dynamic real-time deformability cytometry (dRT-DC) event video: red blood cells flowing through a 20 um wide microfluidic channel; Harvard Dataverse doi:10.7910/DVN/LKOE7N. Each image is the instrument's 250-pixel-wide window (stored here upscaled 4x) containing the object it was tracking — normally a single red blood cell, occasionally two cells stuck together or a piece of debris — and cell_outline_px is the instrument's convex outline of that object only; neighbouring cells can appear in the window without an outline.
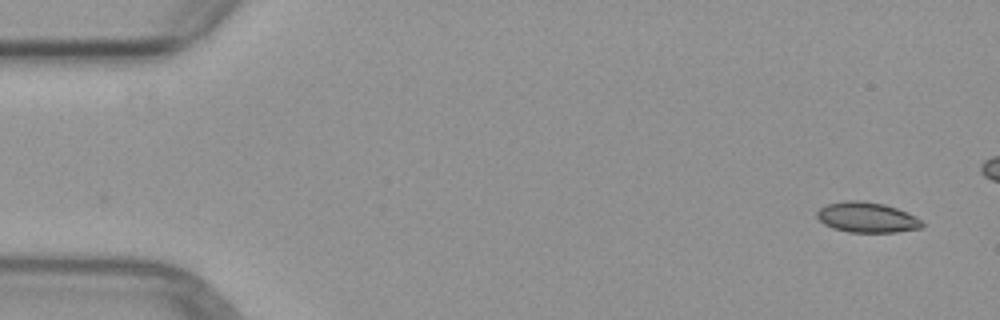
{"species": "common noctule bat (a hibernating species)", "species_latin": "Nyctalus noctula", "temperature_condition": "warm", "stored_images_in_passage": 6, "segment_of_instrument_passage": [1, 2], "camera_frame_rate_fps": 3000, "um_per_image_px": 0.085, "animal": {"sex": "female", "body_mass_g": 29.2, "forearm_length_mm": 56.3}, "frame": {"image": 1, "passage_image": 1, "time_ms": 0.0, "image_size_px": [1000, 320], "cell_outline_px": [[924, 224], [920, 228], [896, 232], [848, 232], [832, 228], [824, 224], [816, 216], [816, 212], [820, 208], [828, 204], [848, 200], [864, 200], [884, 204], [908, 212], [916, 216]], "centroid_in_image_um": [73.68, 18.47], "position_along_channel_um": 11.3, "area_um2": 18.61}}
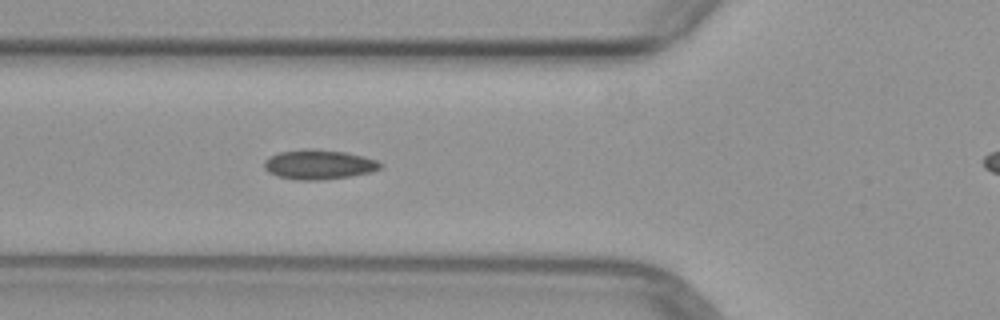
{"frame": {"image": 2, "passage_image": 5, "time_ms": 5.333, "image_size_px": [1000, 320], "cell_outline_px": [[384, 164], [380, 168], [372, 172], [352, 176], [320, 180], [296, 180], [276, 176], [268, 172], [264, 168], [264, 160], [280, 152], [308, 148], [312, 148], [348, 152], [364, 156], [376, 160]], "centroid_in_image_um": [27.12, 13.98], "position_along_channel_um": 98.7, "area_um2": 20.29}}